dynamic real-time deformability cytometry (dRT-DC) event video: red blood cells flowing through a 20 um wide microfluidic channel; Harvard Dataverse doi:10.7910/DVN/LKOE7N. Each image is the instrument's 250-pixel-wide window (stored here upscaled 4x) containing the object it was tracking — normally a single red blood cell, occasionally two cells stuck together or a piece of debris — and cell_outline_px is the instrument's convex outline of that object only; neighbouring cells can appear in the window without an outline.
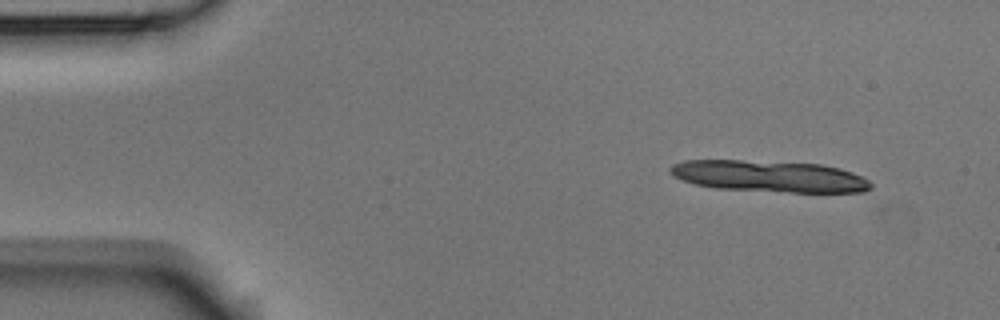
{"species": "Egyptian fruit bat (a non-hibernating species)", "species_latin": "Rousettus aegyptiacus", "temperature_condition": "room temperature", "stored_images_in_passage": 4, "camera_frame_rate_fps": 3000, "um_per_image_px": 0.085, "animal": {"sex": "male"}, "frame": {"image": 1, "passage_image": 1, "time_ms": 0.0, "image_size_px": [1000, 320], "cell_outline_px": [[872, 188], [864, 192], [792, 192], [716, 188], [696, 184], [680, 180], [672, 176], [668, 172], [668, 168], [672, 164], [684, 160], [740, 160], [820, 164], [840, 168], [852, 172], [868, 180], [872, 184]], "centroid_in_image_um": [65.35, 14.98], "position_along_channel_um": 19.7, "area_um2": 36.88}}
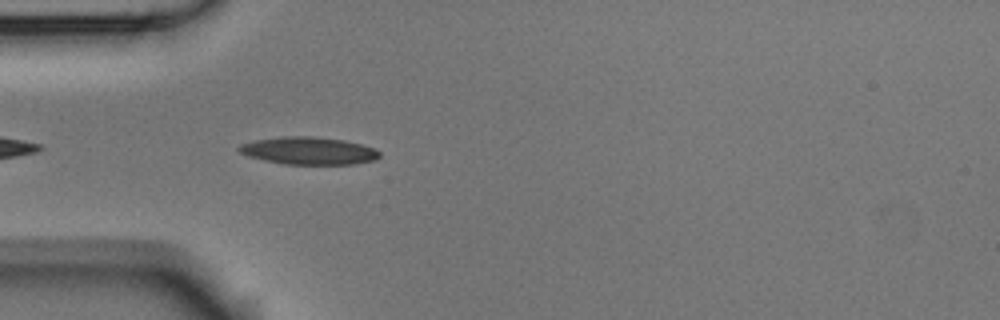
{"frame": {"image": 2, "passage_image": 4, "time_ms": 1.0, "image_size_px": [1000, 320], "cell_outline_px": [[380, 156], [376, 160], [352, 164], [284, 164], [264, 160], [248, 156], [240, 152], [236, 148], [240, 144], [256, 140], [280, 136], [312, 136], [344, 140], [376, 148], [380, 152]], "centroid_in_image_um": [26.24, 12.81], "position_along_channel_um": 58.8, "area_um2": 22.6}}